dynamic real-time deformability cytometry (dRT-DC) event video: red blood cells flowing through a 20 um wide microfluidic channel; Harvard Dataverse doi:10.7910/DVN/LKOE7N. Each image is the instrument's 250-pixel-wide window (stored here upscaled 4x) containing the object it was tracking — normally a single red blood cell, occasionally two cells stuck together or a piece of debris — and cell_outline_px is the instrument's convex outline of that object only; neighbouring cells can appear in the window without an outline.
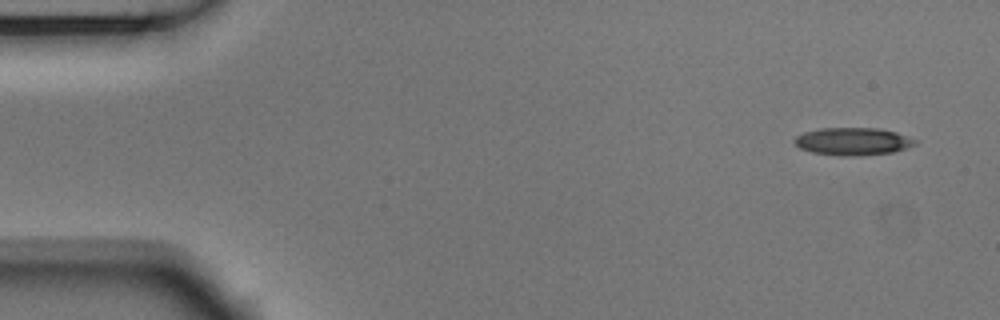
{"species": "Egyptian fruit bat (a non-hibernating species)", "species_latin": "Rousettus aegyptiacus", "temperature_condition": "room temperature", "stored_images_in_passage": 8, "camera_frame_rate_fps": 3000, "um_per_image_px": 0.085, "animal": {"sex": "male"}, "frame": {"image": 1, "passage_image": 1, "time_ms": 0.0, "image_size_px": [1000, 320], "cell_outline_px": [[916, 144], [908, 148], [892, 152], [860, 156], [848, 156], [812, 152], [800, 148], [792, 140], [796, 136], [804, 132], [820, 128], [880, 128], [896, 132], [916, 140]], "centroid_in_image_um": [72.5, 12.01], "position_along_channel_um": 12.5, "area_um2": 19.36}}
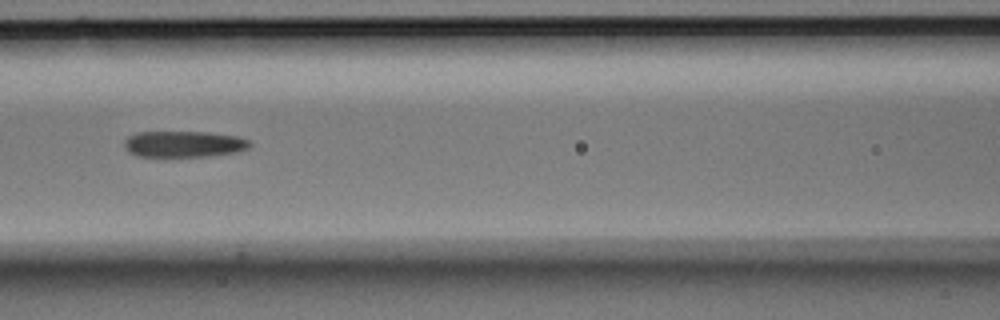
{"frame": {"image": 2, "passage_image": 6, "time_ms": 1.667, "image_size_px": [1000, 320], "cell_outline_px": [[252, 144], [248, 148], [236, 152], [212, 156], [136, 156], [128, 152], [124, 144], [124, 140], [128, 136], [136, 132], [208, 132], [236, 136], [248, 140]], "centroid_in_image_um": [15.61, 12.24], "position_along_channel_um": 151.0, "area_um2": 19.19}}
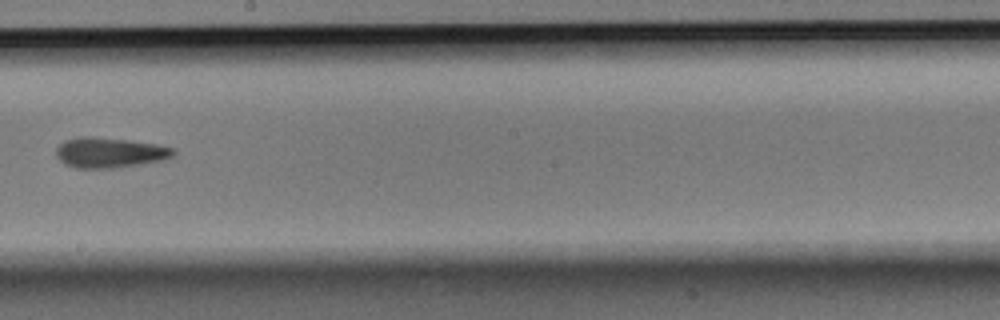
{"frame": {"image": 3, "passage_image": 8, "time_ms": 2.333, "image_size_px": [1000, 320], "cell_outline_px": [[176, 152], [172, 156], [164, 160], [120, 168], [76, 168], [64, 164], [56, 156], [56, 148], [64, 140], [80, 136], [92, 136], [128, 140], [156, 144], [176, 148]], "centroid_in_image_um": [9.33, 12.97], "position_along_channel_um": 238.9, "area_um2": 20.98}}